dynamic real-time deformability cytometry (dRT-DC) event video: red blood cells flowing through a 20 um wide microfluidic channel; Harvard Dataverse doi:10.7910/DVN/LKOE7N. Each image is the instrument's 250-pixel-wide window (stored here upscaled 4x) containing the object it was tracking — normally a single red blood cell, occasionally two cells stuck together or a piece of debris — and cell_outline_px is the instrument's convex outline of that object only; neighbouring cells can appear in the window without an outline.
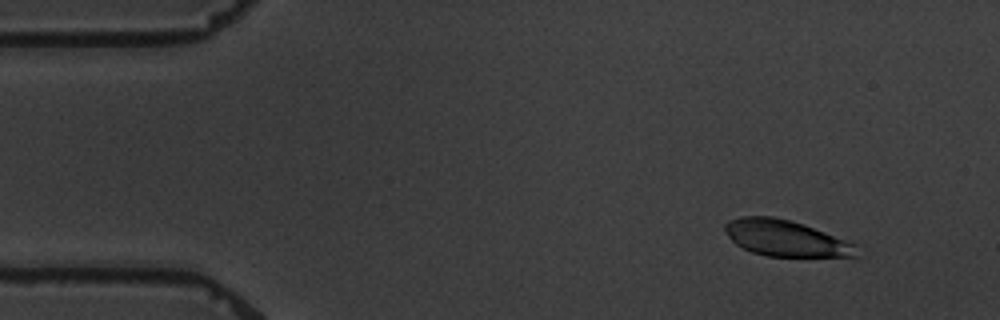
{"species": "common noctule bat (a hibernating species)", "species_latin": "Nyctalus noctula", "temperature_condition": "warm", "stored_images_in_passage": 3, "camera_frame_rate_fps": 3000, "um_per_image_px": 0.085, "animal": {"sex": "male", "body_mass_g": 19.5, "forearm_length_mm": 54.6}, "frame": {"image": 1, "passage_image": 1, "time_ms": 0.0, "image_size_px": [1000, 320], "cell_outline_px": [[860, 256], [768, 256], [752, 252], [736, 244], [728, 236], [724, 228], [724, 224], [728, 220], [740, 216], [772, 216], [804, 224], [856, 244]], "centroid_in_image_um": [66.77, 20.24], "position_along_channel_um": 18.2, "area_um2": 27.51}}
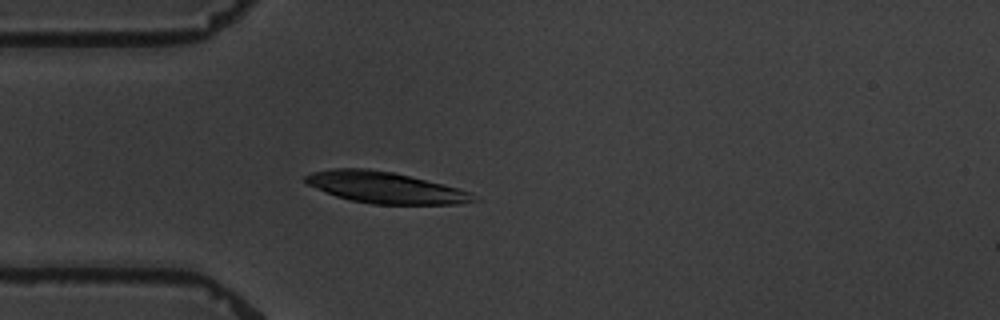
{"frame": {"image": 2, "passage_image": 3, "time_ms": 3.333, "image_size_px": [1000, 320], "cell_outline_px": [[480, 200], [460, 204], [372, 204], [352, 200], [336, 196], [308, 184], [304, 180], [304, 176], [312, 172], [332, 168], [368, 168], [396, 172], [444, 184], [472, 192]], "centroid_in_image_um": [32.8, 15.93], "position_along_channel_um": 52.2, "area_um2": 30.87}}